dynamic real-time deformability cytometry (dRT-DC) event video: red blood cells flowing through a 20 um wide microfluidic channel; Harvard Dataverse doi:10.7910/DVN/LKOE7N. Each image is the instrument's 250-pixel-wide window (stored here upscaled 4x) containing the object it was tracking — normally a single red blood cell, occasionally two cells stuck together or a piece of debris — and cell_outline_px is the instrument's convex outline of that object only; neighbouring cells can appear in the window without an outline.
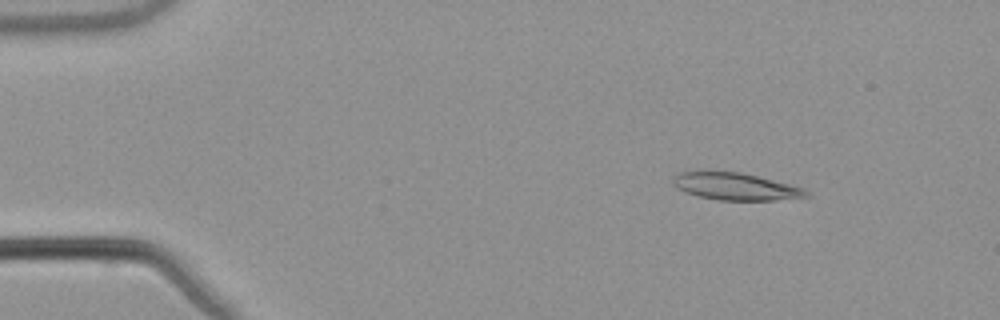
{"species": "common noctule bat (a hibernating species)", "species_latin": "Nyctalus noctula", "temperature_condition": "warm", "stored_images_in_passage": 55, "camera_frame_rate_fps": 3000, "um_per_image_px": 0.085, "animal": {"sex": "male", "body_mass_g": 21.5, "forearm_length_mm": 52.0}, "frame": {"image": 1, "passage_image": 8, "time_ms": 2.333, "image_size_px": [1000, 320], "cell_outline_px": [[812, 196], [772, 200], [720, 200], [700, 196], [676, 188], [672, 184], [672, 176], [676, 172], [708, 168], [740, 172], [804, 188]], "centroid_in_image_um": [62.4, 15.79], "position_along_channel_um": 22.6, "area_um2": 21.68}}
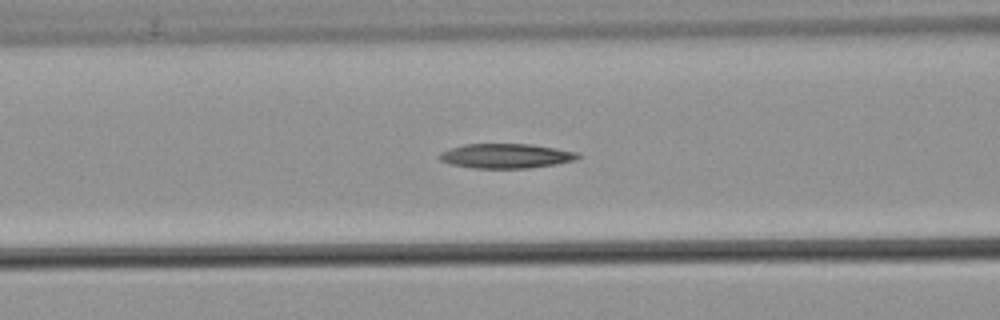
{"frame": {"image": 2, "passage_image": 23, "time_ms": 7.333, "image_size_px": [1000, 320], "cell_outline_px": [[580, 156], [576, 160], [556, 164], [528, 168], [476, 168], [452, 164], [440, 160], [436, 156], [440, 152], [448, 148], [464, 144], [532, 144], [580, 152]], "centroid_in_image_um": [43.01, 13.24], "position_along_channel_um": 123.6, "area_um2": 20.0}}
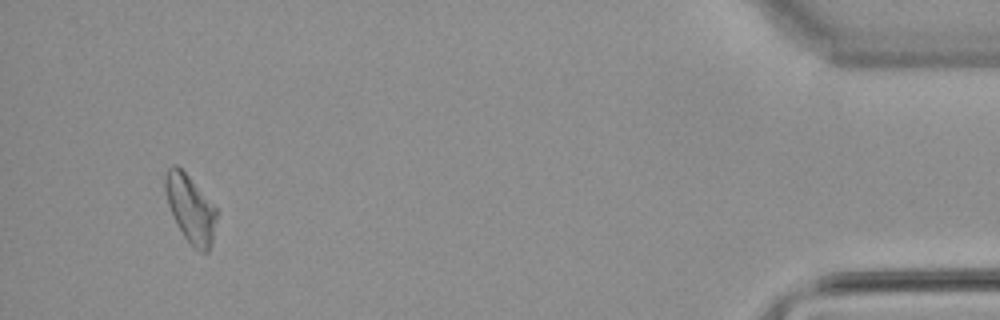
{"frame": {"image": 3, "passage_image": 52, "time_ms": 17.0, "image_size_px": [1000, 320], "cell_outline_px": [[220, 212], [212, 244], [208, 252], [200, 252], [192, 248], [176, 224], [168, 204], [164, 188], [164, 176], [168, 168], [172, 164], [176, 164], [188, 176]], "centroid_in_image_um": [16.21, 17.79], "position_along_channel_um": 419.0, "area_um2": 20.58}}